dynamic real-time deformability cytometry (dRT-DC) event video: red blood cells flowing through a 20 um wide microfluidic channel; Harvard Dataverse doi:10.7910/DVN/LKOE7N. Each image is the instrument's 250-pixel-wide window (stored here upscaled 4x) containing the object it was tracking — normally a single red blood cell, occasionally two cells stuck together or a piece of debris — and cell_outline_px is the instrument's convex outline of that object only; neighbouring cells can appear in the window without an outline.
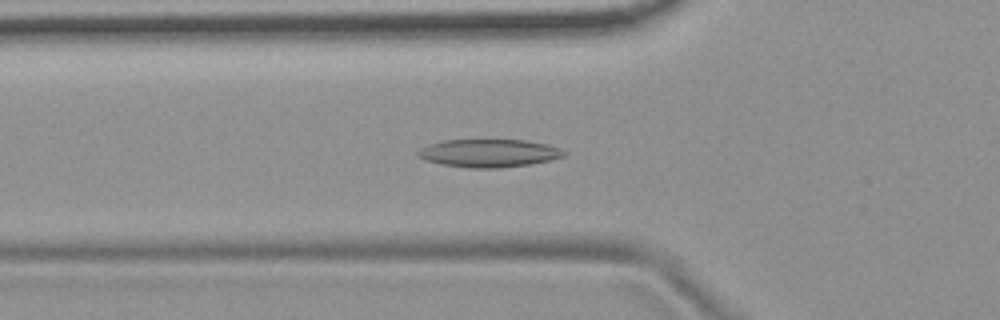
{"species": "common noctule bat (a hibernating species)", "species_latin": "Nyctalus noctula", "temperature_condition": "room temperature", "stored_images_in_passage": 45, "camera_frame_rate_fps": 3000, "um_per_image_px": 0.085, "animal": {"sex": "female", "body_mass_g": 19.9}, "frame": {"image": 1, "passage_image": 10, "time_ms": 3.0, "image_size_px": [1000, 320], "cell_outline_px": [[568, 152], [564, 156], [552, 160], [528, 164], [496, 168], [468, 168], [444, 164], [428, 160], [416, 156], [416, 152], [420, 148], [428, 144], [444, 140], [524, 140], [548, 144]], "centroid_in_image_um": [41.56, 13.01], "position_along_channel_um": 84.2, "area_um2": 23.7}}
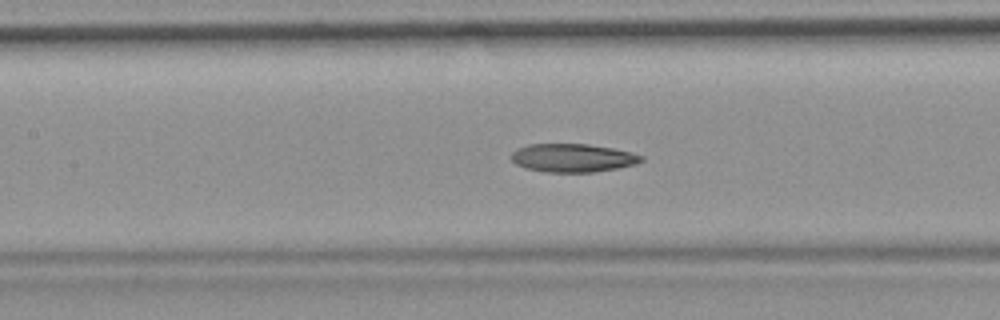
{"frame": {"image": 2, "passage_image": 16, "time_ms": 5.0, "image_size_px": [1000, 320], "cell_outline_px": [[644, 160], [636, 164], [616, 168], [592, 172], [544, 172], [524, 168], [516, 164], [508, 156], [516, 148], [528, 144], [588, 144], [612, 148], [632, 152], [644, 156]], "centroid_in_image_um": [48.65, 13.42], "position_along_channel_um": 158.8, "area_um2": 21.68}}
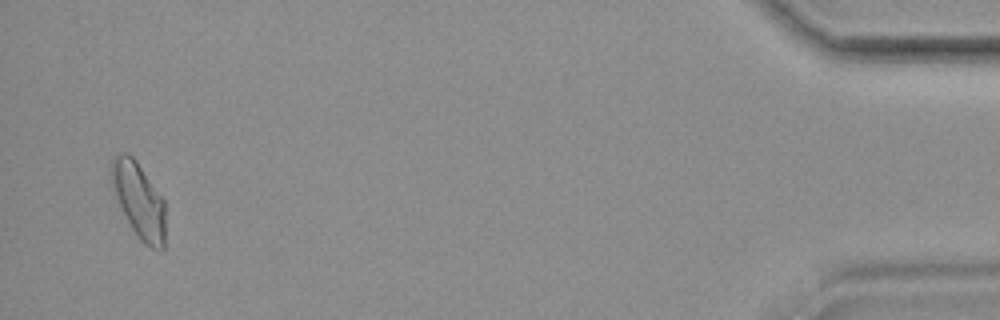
{"frame": {"image": 3, "passage_image": 44, "time_ms": 14.333, "image_size_px": [1000, 320], "cell_outline_px": [[164, 248], [160, 252], [144, 244], [136, 236], [112, 196], [108, 180], [108, 168], [112, 160], [120, 152], [128, 152], [136, 160], [164, 200]], "centroid_in_image_um": [11.71, 17.0], "position_along_channel_um": 423.5, "area_um2": 24.68}, "authors_computed_cell_mechanics": {"area_um2": 22.253, "velocity_mm_per_s": 3.6953, "shape_relaxation_time_tau1_ms": 8.253, "shape_relaxation_time_tau2_ms": 8.99, "deformation_change_tau1": 0.1736, "deformation_change_tau2": 0.1625}}